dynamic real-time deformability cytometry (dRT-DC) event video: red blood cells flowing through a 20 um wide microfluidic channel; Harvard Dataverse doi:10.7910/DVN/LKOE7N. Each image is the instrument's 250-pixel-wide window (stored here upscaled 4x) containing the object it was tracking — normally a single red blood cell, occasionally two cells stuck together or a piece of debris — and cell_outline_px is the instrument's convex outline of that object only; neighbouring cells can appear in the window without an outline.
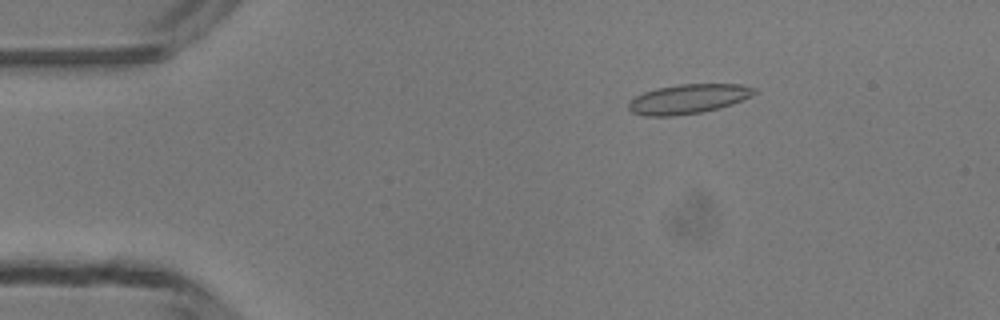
{"species": "common noctule bat (a hibernating species)", "species_latin": "Nyctalus noctula", "temperature_condition": "room temperature", "stored_images_in_passage": 48, "camera_frame_rate_fps": 3000, "um_per_image_px": 0.085, "animal": {"sex": "male", "body_mass_g": 13.3}, "frame": {"image": 1, "passage_image": 8, "time_ms": 2.333, "image_size_px": [1000, 320], "cell_outline_px": [[756, 92], [752, 96], [732, 104], [720, 108], [700, 112], [676, 116], [644, 116], [632, 112], [628, 108], [628, 100], [644, 92], [656, 88], [680, 84], [740, 84], [756, 88]], "centroid_in_image_um": [58.49, 8.41], "position_along_channel_um": 26.5, "area_um2": 21.73}}
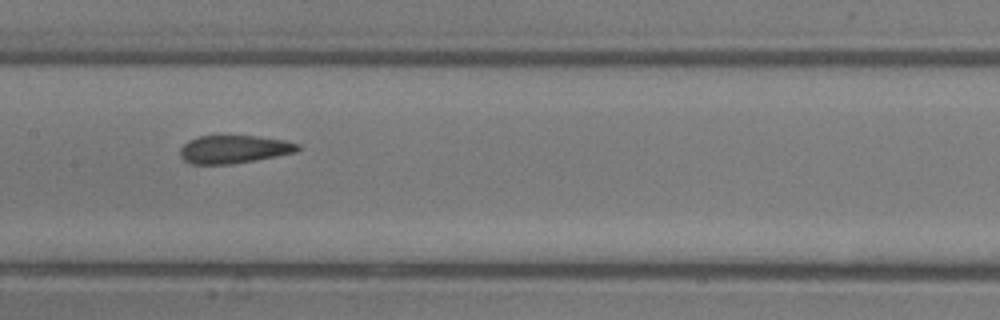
{"frame": {"image": 2, "passage_image": 24, "time_ms": 7.667, "image_size_px": [1000, 320], "cell_outline_px": [[300, 148], [296, 152], [256, 160], [232, 164], [188, 164], [180, 156], [180, 148], [188, 140], [200, 136], [256, 136], [288, 140], [300, 144]], "centroid_in_image_um": [19.89, 12.69], "position_along_channel_um": 187.5, "area_um2": 19.36}}
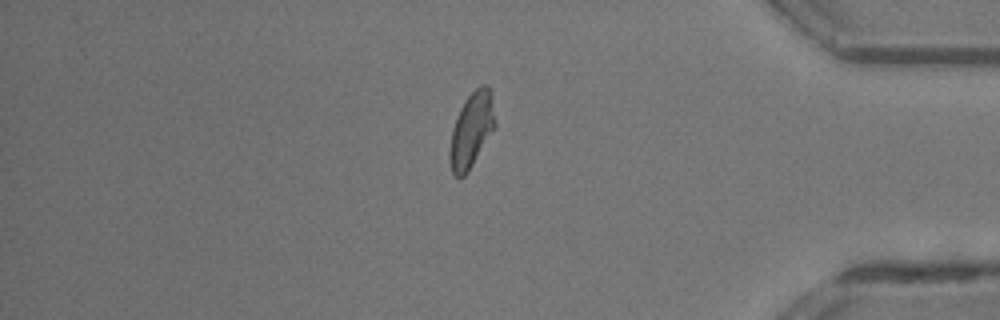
{"frame": {"image": 3, "passage_image": 41, "time_ms": 13.333, "image_size_px": [1000, 320], "cell_outline_px": [[496, 128], [468, 172], [460, 180], [452, 172], [448, 160], [448, 152], [452, 128], [460, 108], [464, 100], [480, 84], [488, 84], [492, 92], [496, 124]], "centroid_in_image_um": [40.09, 11.06], "position_along_channel_um": 395.1, "area_um2": 20.46}, "authors_computed_cell_mechanics": {"area_um2": 20.0277, "velocity_mm_per_s": 4.2239, "shape_relaxation_time_tau1_ms": null, "shape_relaxation_time_tau2_ms": 1.0855, "deformation_change_tau1": null, "deformation_change_tau2": 0.0955}}